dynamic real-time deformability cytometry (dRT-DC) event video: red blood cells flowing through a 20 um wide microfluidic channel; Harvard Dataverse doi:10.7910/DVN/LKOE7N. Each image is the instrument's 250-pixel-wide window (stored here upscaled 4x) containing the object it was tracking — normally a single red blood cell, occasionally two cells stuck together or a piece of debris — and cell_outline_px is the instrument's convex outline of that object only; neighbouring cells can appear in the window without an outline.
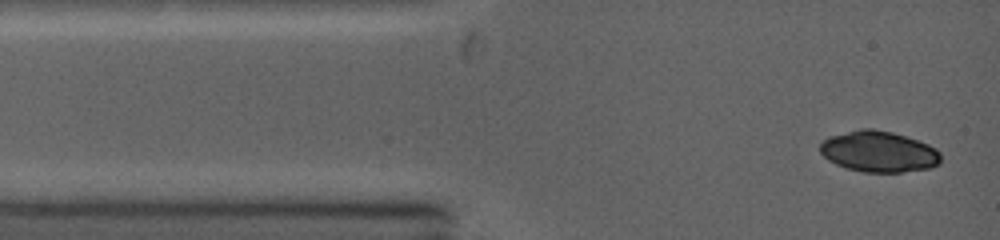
{"species": "common noctule bat (a hibernating species)", "species_latin": "Nyctalus noctula", "temperature_condition": "warm", "stored_images_in_passage": 6, "camera_frame_rate_fps": 5000, "um_per_image_px": 0.085, "animal": {"sex": "female", "body_mass_g": 19.0, "forearm_length_mm": 53.3}, "frame": {"image": 1, "passage_image": 1, "time_ms": 0.0, "image_size_px": [1000, 240], "cell_outline_px": [[940, 164], [932, 168], [900, 172], [864, 172], [848, 168], [836, 164], [828, 160], [820, 152], [820, 140], [828, 136], [860, 128], [872, 128], [892, 132], [928, 144], [936, 148], [940, 152]], "centroid_in_image_um": [74.68, 12.88], "position_along_channel_um": 10.3, "area_um2": 29.02}}
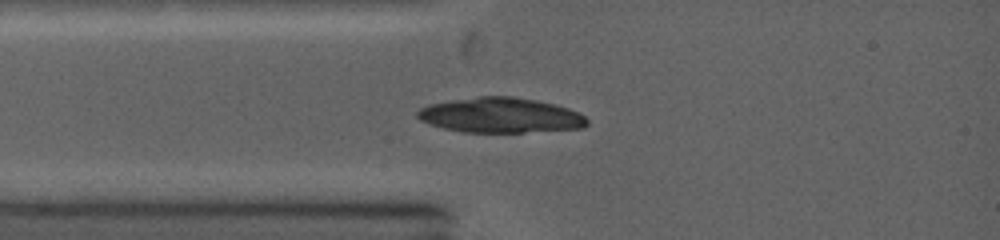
{"frame": {"image": 2, "passage_image": 6, "time_ms": 1.8, "image_size_px": [1000, 240], "cell_outline_px": [[588, 124], [584, 128], [524, 132], [464, 132], [444, 128], [420, 120], [416, 116], [416, 112], [420, 108], [428, 104], [452, 100], [480, 96], [512, 96], [536, 100], [556, 104], [580, 112], [588, 120]], "centroid_in_image_um": [42.57, 9.79], "position_along_channel_um": 42.4, "area_um2": 34.74}}